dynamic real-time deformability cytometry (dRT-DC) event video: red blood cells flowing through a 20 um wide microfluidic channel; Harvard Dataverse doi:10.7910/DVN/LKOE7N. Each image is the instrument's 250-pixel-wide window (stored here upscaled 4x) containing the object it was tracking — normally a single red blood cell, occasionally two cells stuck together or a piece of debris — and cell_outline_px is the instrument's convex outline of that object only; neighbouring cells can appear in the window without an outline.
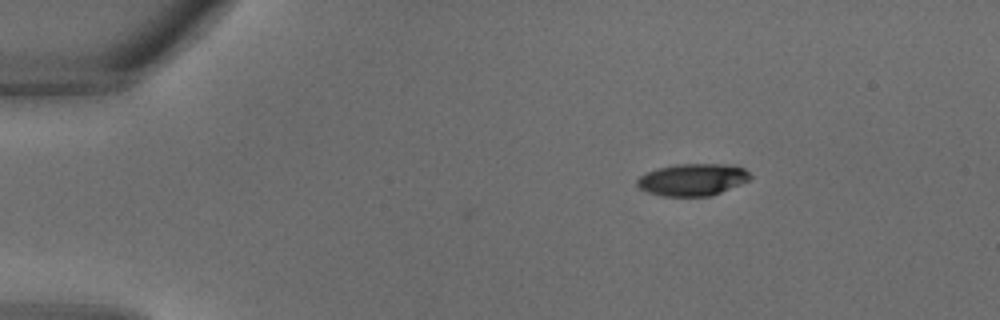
{"species": "common noctule bat (a hibernating species)", "species_latin": "Nyctalus noctula", "temperature_condition": "warm", "stored_images_in_passage": 5, "camera_frame_rate_fps": 3000, "um_per_image_px": 0.085, "animal": {"sex": "male", "body_mass_g": 18.8}, "frame": {"image": 1, "passage_image": 1, "time_ms": 0.0, "image_size_px": [1000, 320], "cell_outline_px": [[752, 176], [748, 180], [740, 184], [712, 196], [660, 196], [648, 192], [640, 188], [636, 184], [636, 180], [644, 172], [656, 168], [676, 164], [728, 164], [744, 168]], "centroid_in_image_um": [58.83, 15.26], "position_along_channel_um": 26.2, "area_um2": 21.27}}